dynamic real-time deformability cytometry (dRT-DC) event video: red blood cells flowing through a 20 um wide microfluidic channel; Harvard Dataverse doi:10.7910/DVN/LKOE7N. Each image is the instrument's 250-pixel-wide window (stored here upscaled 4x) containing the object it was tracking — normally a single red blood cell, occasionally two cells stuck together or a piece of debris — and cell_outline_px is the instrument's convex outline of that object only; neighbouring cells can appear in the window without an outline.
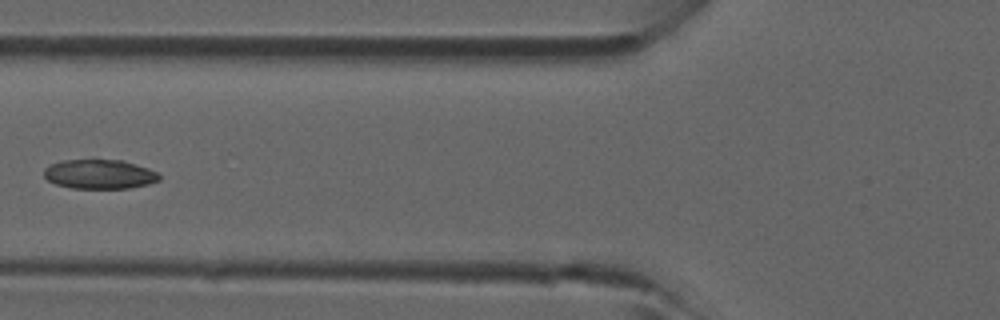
{"species": "common noctule bat (a hibernating species)", "species_latin": "Nyctalus noctula", "temperature_condition": "room temperature", "stored_images_in_passage": 4, "camera_frame_rate_fps": 3000, "um_per_image_px": 0.085, "animal": {"sex": "male", "forearm_length_mm": 52.5}, "frame": {"image": 1, "passage_image": 4, "time_ms": 1.0, "image_size_px": [1000, 320], "cell_outline_px": [[160, 180], [148, 184], [128, 188], [72, 188], [56, 184], [48, 180], [44, 176], [44, 168], [52, 164], [64, 160], [120, 160], [148, 168], [156, 172], [160, 176]], "centroid_in_image_um": [8.45, 14.81], "position_along_channel_um": 117.3, "area_um2": 19.48}}